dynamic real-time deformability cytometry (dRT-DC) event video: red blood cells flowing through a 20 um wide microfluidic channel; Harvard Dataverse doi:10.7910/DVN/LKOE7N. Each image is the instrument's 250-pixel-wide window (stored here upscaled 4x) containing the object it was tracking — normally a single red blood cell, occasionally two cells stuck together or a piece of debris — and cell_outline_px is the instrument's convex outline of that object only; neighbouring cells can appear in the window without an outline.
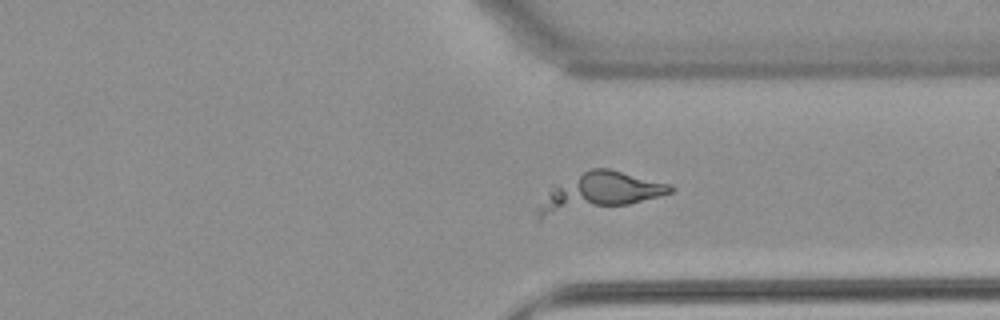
{"species": "common noctule bat (a hibernating species)", "species_latin": "Nyctalus noctula", "temperature_condition": "warm", "stored_images_in_passage": 55, "camera_frame_rate_fps": 3000, "um_per_image_px": 0.085, "animal": {"sex": "female", "body_mass_g": 22.7, "forearm_length_mm": 54.2}, "frame": {"image": 1, "passage_image": 42, "time_ms": 13.667, "image_size_px": [1000, 320], "cell_outline_px": [[676, 188], [672, 192], [660, 196], [628, 204], [536, 224], [532, 212], [548, 192], [584, 172], [592, 168], [608, 168], [672, 184]], "centroid_in_image_um": [50.78, 16.47], "position_along_channel_um": 360.6, "area_um2": 30.4}}
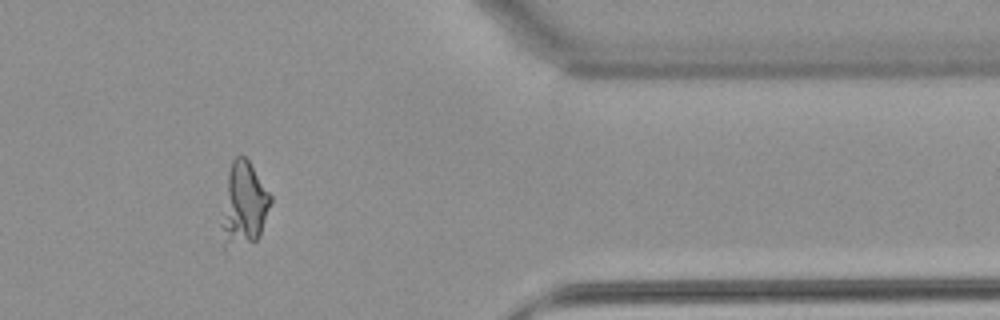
{"frame": {"image": 2, "passage_image": 46, "time_ms": 15.0, "image_size_px": [1000, 320], "cell_outline_px": [[272, 200], [260, 236], [256, 240], [224, 252], [220, 224], [228, 172], [232, 160], [236, 156], [244, 156], [248, 160], [272, 196]], "centroid_in_image_um": [20.7, 17.44], "position_along_channel_um": 390.7, "area_um2": 24.28}}